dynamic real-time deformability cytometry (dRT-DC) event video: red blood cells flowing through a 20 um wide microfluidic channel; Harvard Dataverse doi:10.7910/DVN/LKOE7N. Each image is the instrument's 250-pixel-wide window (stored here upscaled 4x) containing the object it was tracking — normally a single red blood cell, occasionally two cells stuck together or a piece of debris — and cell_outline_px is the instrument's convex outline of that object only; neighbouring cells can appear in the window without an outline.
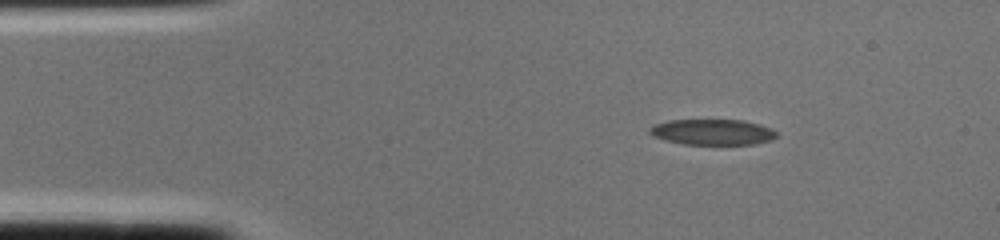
{"species": "common noctule bat (a hibernating species)", "species_latin": "Nyctalus noctula", "temperature_condition": "cold", "stored_images_in_passage": 1, "camera_frame_rate_fps": 3000, "um_per_image_px": 0.085, "animal": {"sex": "female", "body_mass_g": 22.0, "forearm_length_mm": 56.7}, "frame": {"image": 1, "passage_image": 1, "time_ms": 0.0, "image_size_px": [1000, 240], "cell_outline_px": [[776, 136], [772, 140], [756, 144], [684, 144], [664, 140], [652, 136], [648, 132], [648, 128], [656, 124], [668, 120], [744, 120], [760, 124], [772, 128], [776, 132]], "centroid_in_image_um": [60.56, 11.22], "position_along_channel_um": 24.4, "area_um2": 19.13}}